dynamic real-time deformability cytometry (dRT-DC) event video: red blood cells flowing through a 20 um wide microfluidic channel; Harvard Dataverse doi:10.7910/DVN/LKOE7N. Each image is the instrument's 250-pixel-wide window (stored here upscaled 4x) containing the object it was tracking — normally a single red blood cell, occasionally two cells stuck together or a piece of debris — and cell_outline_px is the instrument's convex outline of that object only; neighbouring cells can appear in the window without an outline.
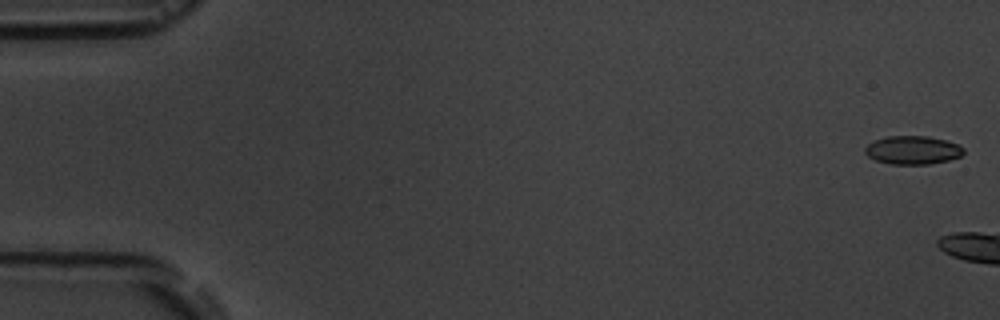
{"species": "common noctule bat (a hibernating species)", "species_latin": "Nyctalus noctula", "temperature_condition": "room temperature", "stored_images_in_passage": 3, "camera_frame_rate_fps": 3000, "um_per_image_px": 0.085, "animal": {"sex": "male", "body_mass_g": 19.5, "forearm_length_mm": 54.6}, "frame": {"image": 1, "passage_image": 1, "time_ms": 0.0, "image_size_px": [1000, 320], "cell_outline_px": [[964, 152], [960, 156], [948, 160], [928, 164], [892, 164], [876, 160], [868, 156], [864, 152], [864, 148], [872, 140], [888, 136], [928, 136], [948, 140], [964, 148]], "centroid_in_image_um": [77.56, 12.74], "position_along_channel_um": 7.4, "area_um2": 16.36}}